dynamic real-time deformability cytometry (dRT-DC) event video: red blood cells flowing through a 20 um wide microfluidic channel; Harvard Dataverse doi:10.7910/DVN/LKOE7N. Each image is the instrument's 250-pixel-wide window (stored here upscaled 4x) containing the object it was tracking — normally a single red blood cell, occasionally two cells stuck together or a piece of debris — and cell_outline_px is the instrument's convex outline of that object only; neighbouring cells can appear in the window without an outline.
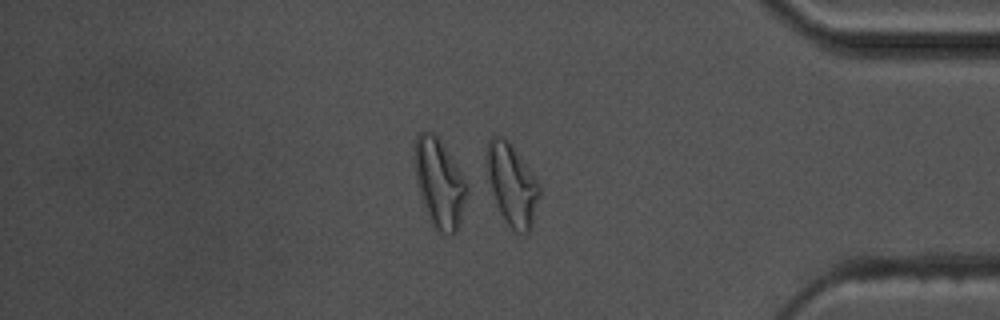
{"species": "common noctule bat (a hibernating species)", "species_latin": "Nyctalus noctula", "temperature_condition": "warm", "stored_images_in_passage": 55, "camera_frame_rate_fps": 3000, "um_per_image_px": 0.085, "animal": {"sex": "male", "body_mass_g": 17.5, "forearm_length_mm": 52.3}, "frame": {"image": 1, "passage_image": 47, "time_ms": 15.333, "image_size_px": [1000, 320], "cell_outline_px": [[540, 196], [532, 224], [528, 232], [516, 232], [508, 224], [500, 212], [492, 192], [488, 176], [488, 140], [492, 136], [504, 136], [508, 140], [536, 176], [540, 184]], "centroid_in_image_um": [43.56, 15.67], "position_along_channel_um": 391.6, "area_um2": 24.68}, "authors_computed_cell_mechanics": {"area_um2": 23.5824, "velocity_mm_per_s": 3.6402, "shape_relaxation_time_tau1_ms": null, "shape_relaxation_time_tau2_ms": 2.9936, "deformation_change_tau1": null, "deformation_change_tau2": 0.115}}